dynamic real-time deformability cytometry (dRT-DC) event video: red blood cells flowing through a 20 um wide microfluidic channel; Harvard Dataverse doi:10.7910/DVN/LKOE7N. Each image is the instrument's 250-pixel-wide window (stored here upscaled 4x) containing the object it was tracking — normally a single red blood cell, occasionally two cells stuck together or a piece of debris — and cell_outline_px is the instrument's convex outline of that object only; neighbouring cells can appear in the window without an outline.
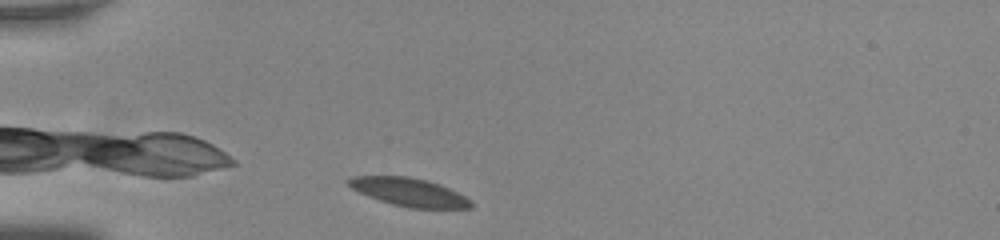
{"species": "common noctule bat (a hibernating species)", "species_latin": "Nyctalus noctula", "temperature_condition": "room temperature", "stored_images_in_passage": 35, "camera_frame_rate_fps": 3000, "um_per_image_px": 0.085, "animal": {"sex": "male", "body_mass_g": 20.0, "forearm_length_mm": 53.3}, "frame": {"image": 1, "passage_image": 1, "time_ms": 0.0, "image_size_px": [1000, 240], "cell_outline_px": [[472, 208], [412, 208], [392, 204], [368, 196], [352, 188], [344, 180], [352, 176], [408, 176], [440, 184], [472, 200]], "centroid_in_image_um": [34.76, 16.32], "position_along_channel_um": 50.2, "area_um2": 19.94}}
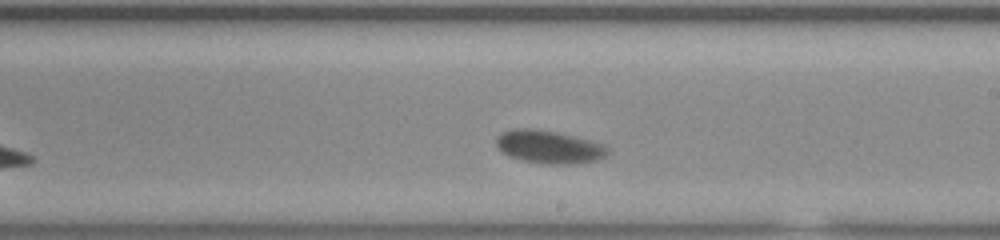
{"frame": {"image": 2, "passage_image": 19, "time_ms": 6.0, "image_size_px": [1000, 240], "cell_outline_px": [[612, 152], [608, 156], [596, 160], [572, 164], [544, 164], [520, 160], [508, 156], [496, 148], [496, 136], [500, 132], [512, 128], [536, 128], [556, 132], [604, 144]], "centroid_in_image_um": [46.63, 12.49], "position_along_channel_um": 242.4, "area_um2": 21.85}}
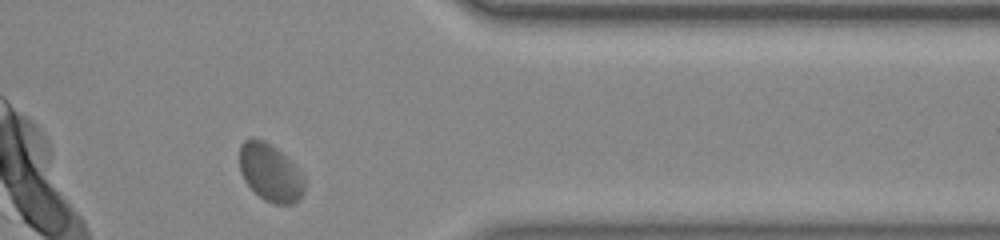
{"frame": {"image": 3, "passage_image": 32, "time_ms": 10.333, "image_size_px": [1000, 240], "cell_outline_px": [[304, 192], [300, 200], [292, 204], [272, 204], [264, 200], [244, 180], [240, 172], [240, 144], [244, 140], [252, 136], [264, 140], [280, 152], [304, 176]], "centroid_in_image_um": [22.96, 14.68], "position_along_channel_um": 388.4, "area_um2": 21.68}, "authors_computed_cell_mechanics": {"area_um2": 21.3282, "velocity_mm_per_s": 3.6017, "shape_relaxation_time_tau1_ms": 2.2041, "shape_relaxation_time_tau2_ms": null, "deformation_change_tau1": 0.0704, "deformation_change_tau2": null}}